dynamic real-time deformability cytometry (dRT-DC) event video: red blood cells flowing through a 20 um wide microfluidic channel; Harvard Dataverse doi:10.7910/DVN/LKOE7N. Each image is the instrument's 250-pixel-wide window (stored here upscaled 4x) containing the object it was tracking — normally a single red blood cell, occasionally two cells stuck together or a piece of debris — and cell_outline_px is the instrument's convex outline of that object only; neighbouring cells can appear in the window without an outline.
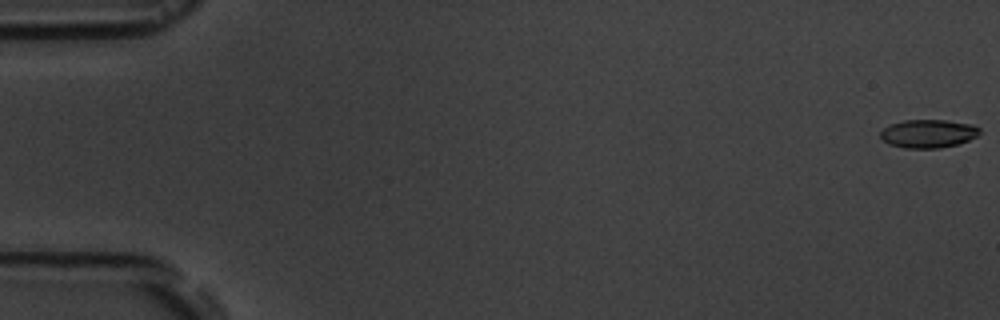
{"species": "common noctule bat (a hibernating species)", "species_latin": "Nyctalus noctula", "temperature_condition": "room temperature", "stored_images_in_passage": 5, "camera_frame_rate_fps": 3000, "um_per_image_px": 0.085, "animal": {"sex": "male", "body_mass_g": 19.5, "forearm_length_mm": 54.6}, "frame": {"image": 1, "passage_image": 1, "time_ms": 0.0, "image_size_px": [1000, 320], "cell_outline_px": [[980, 132], [976, 136], [968, 140], [956, 144], [940, 148], [904, 148], [888, 144], [880, 136], [880, 132], [884, 128], [892, 124], [904, 120], [948, 120], [972, 124], [980, 128]], "centroid_in_image_um": [78.9, 11.35], "position_along_channel_um": 6.1, "area_um2": 16.3}}
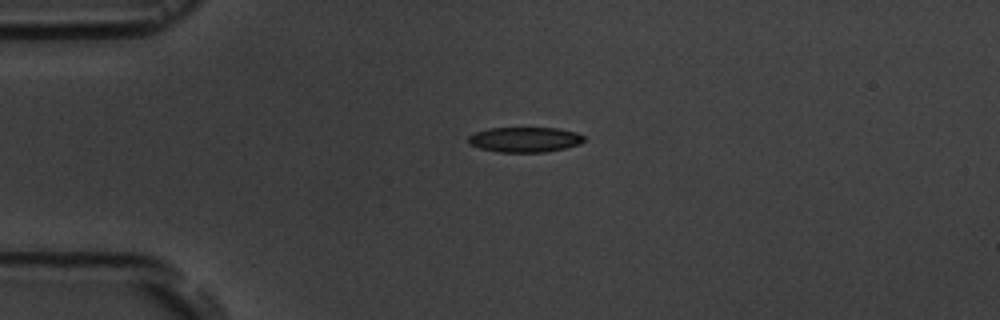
{"frame": {"image": 2, "passage_image": 4, "time_ms": 4.333, "image_size_px": [1000, 320], "cell_outline_px": [[584, 140], [580, 144], [564, 148], [544, 152], [500, 152], [480, 148], [468, 144], [468, 136], [476, 132], [488, 128], [556, 128], [576, 132], [584, 136]], "centroid_in_image_um": [44.59, 11.86], "position_along_channel_um": 40.4, "area_um2": 16.88}}